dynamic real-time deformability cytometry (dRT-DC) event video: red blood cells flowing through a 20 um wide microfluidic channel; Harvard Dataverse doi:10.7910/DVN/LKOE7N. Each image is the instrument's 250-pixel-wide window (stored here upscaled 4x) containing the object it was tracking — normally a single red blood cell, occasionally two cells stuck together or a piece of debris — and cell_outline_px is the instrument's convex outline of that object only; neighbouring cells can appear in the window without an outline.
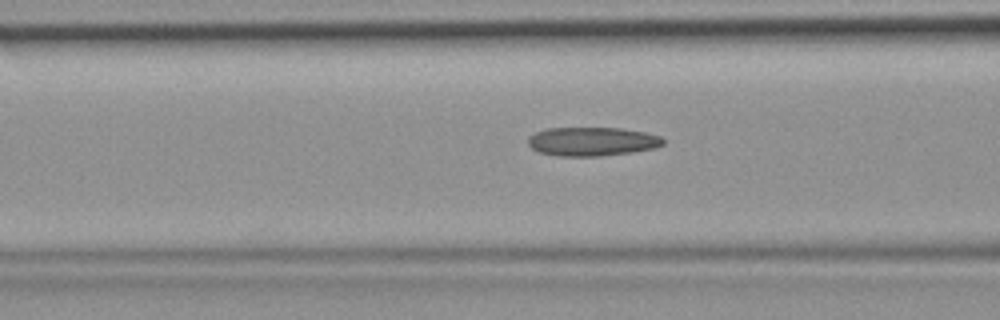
{"species": "common noctule bat (a hibernating species)", "species_latin": "Nyctalus noctula", "temperature_condition": "room temperature", "stored_images_in_passage": 42, "camera_frame_rate_fps": 3000, "um_per_image_px": 0.085, "animal": {"sex": "female", "body_mass_g": 19.9}, "frame": {"image": 1, "passage_image": 14, "time_ms": 4.333, "image_size_px": [1000, 320], "cell_outline_px": [[664, 144], [656, 148], [628, 152], [596, 156], [560, 156], [540, 152], [532, 148], [528, 144], [528, 136], [544, 128], [620, 128], [644, 132], [660, 136], [664, 140]], "centroid_in_image_um": [50.31, 12.02], "position_along_channel_um": 116.3, "area_um2": 22.54}}
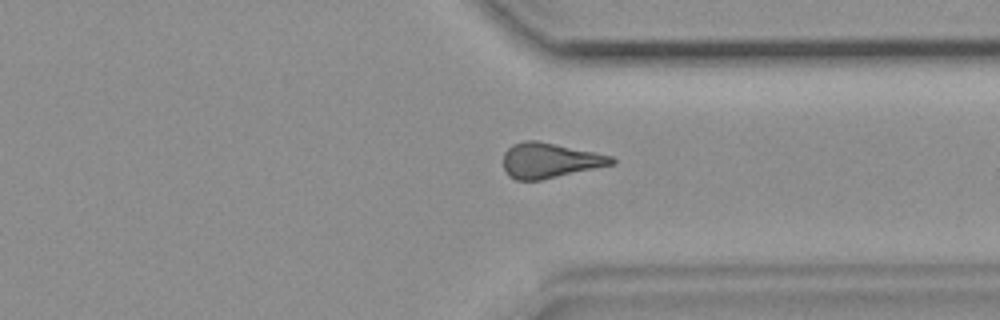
{"frame": {"image": 2, "passage_image": 31, "time_ms": 10.0, "image_size_px": [1000, 320], "cell_outline_px": [[616, 164], [540, 180], [516, 180], [508, 176], [504, 168], [504, 152], [512, 144], [524, 140], [536, 140], [596, 152], [612, 156], [616, 160]], "centroid_in_image_um": [46.74, 13.63], "position_along_channel_um": 364.7, "area_um2": 22.25}}
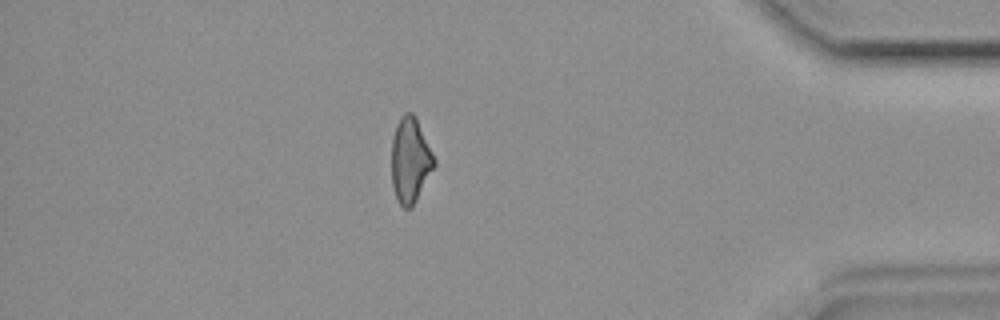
{"frame": {"image": 3, "passage_image": 36, "time_ms": 11.667, "image_size_px": [1000, 320], "cell_outline_px": [[436, 164], [412, 204], [408, 208], [404, 208], [400, 204], [396, 196], [392, 184], [392, 140], [396, 124], [400, 116], [404, 112], [412, 112], [416, 116], [436, 160]], "centroid_in_image_um": [34.86, 13.53], "position_along_channel_um": 400.3, "area_um2": 20.81}}